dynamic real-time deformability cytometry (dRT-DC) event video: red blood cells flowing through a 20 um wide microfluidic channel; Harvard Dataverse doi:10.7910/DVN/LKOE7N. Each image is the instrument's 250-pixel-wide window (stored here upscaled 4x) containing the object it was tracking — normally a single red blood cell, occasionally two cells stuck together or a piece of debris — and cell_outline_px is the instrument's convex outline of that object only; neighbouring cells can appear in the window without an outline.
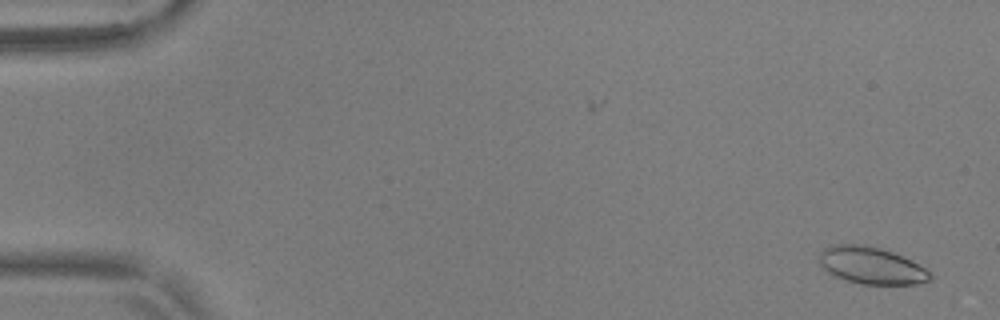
{"species": "common noctule bat (a hibernating species)", "species_latin": "Nyctalus noctula", "temperature_condition": "warm", "stored_images_in_passage": 19, "camera_frame_rate_fps": 3000, "um_per_image_px": 0.085, "animal": {"sex": "male", "body_mass_g": 17.9, "forearm_length_mm": 54.2}, "frame": {"image": 1, "passage_image": 3, "time_ms": 0.667, "image_size_px": [1000, 320], "cell_outline_px": [[932, 280], [920, 284], [860, 284], [832, 276], [820, 264], [820, 252], [824, 248], [832, 244], [864, 244], [880, 248], [892, 252], [932, 272]], "centroid_in_image_um": [74.05, 22.58], "position_along_channel_um": 11.0, "area_um2": 23.93}}